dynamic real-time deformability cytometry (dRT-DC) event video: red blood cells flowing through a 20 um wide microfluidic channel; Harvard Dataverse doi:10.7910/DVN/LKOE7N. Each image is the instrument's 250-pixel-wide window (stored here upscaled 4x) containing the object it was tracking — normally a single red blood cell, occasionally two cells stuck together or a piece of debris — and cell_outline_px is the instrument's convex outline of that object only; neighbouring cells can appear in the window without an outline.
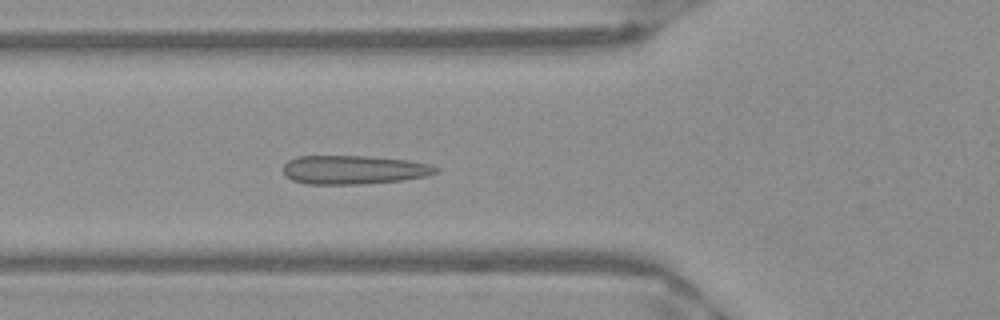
{"species": "Egyptian fruit bat (a non-hibernating species)", "species_latin": "Rousettus aegyptiacus", "temperature_condition": "warm", "stored_images_in_passage": 45, "camera_frame_rate_fps": 3000, "um_per_image_px": 0.085, "frame": {"image": 1, "passage_image": 12, "time_ms": 3.667, "image_size_px": [1000, 320], "cell_outline_px": [[440, 172], [428, 176], [404, 180], [360, 184], [308, 184], [292, 180], [284, 172], [284, 164], [288, 160], [296, 156], [368, 156], [404, 160], [428, 164], [440, 168]], "centroid_in_image_um": [30.1, 14.43], "position_along_channel_um": 95.7, "area_um2": 25.61}}
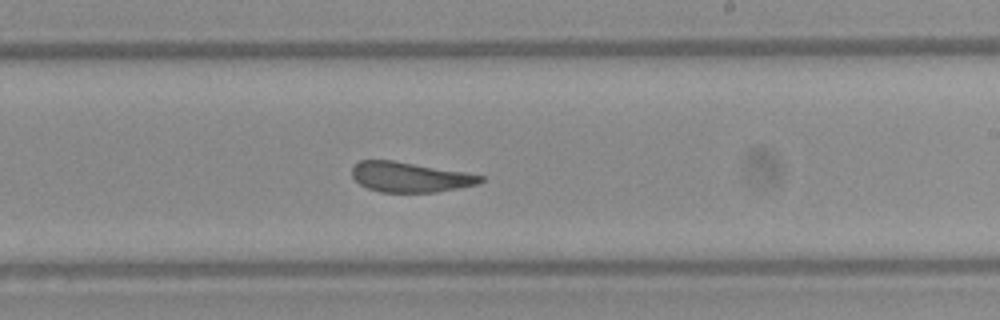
{"frame": {"image": 2, "passage_image": 24, "time_ms": 7.667, "image_size_px": [1000, 320], "cell_outline_px": [[484, 180], [476, 184], [436, 192], [380, 192], [368, 188], [360, 184], [352, 176], [352, 164], [360, 160], [392, 160], [468, 172], [484, 176]], "centroid_in_image_um": [34.83, 15.04], "position_along_channel_um": 254.2, "area_um2": 22.54}}
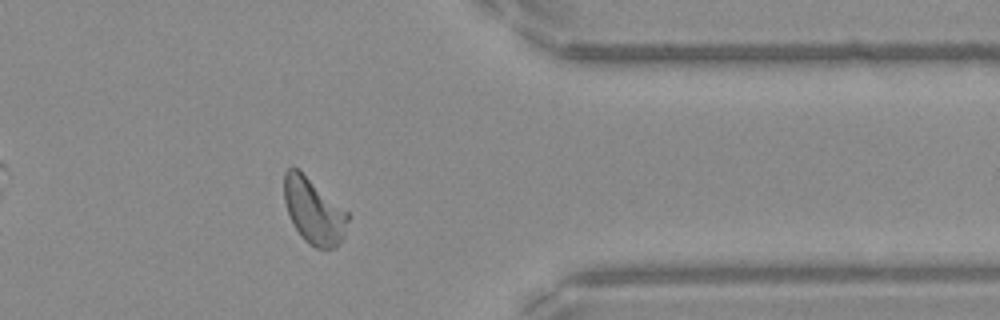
{"frame": {"image": 3, "passage_image": 35, "time_ms": 11.333, "image_size_px": [1000, 320], "cell_outline_px": [[348, 220], [344, 240], [336, 248], [316, 248], [308, 244], [304, 240], [292, 224], [284, 200], [284, 172], [288, 168], [296, 168], [348, 212]], "centroid_in_image_um": [26.67, 17.99], "position_along_channel_um": 384.7, "area_um2": 24.16}, "authors_computed_cell_mechanics": {"area_um2": 24.1604, "velocity_mm_per_s": 3.9461, "shape_relaxation_time_tau1_ms": null, "shape_relaxation_time_tau2_ms": 0.8867, "deformation_change_tau1": null, "deformation_change_tau2": 0.0726}}